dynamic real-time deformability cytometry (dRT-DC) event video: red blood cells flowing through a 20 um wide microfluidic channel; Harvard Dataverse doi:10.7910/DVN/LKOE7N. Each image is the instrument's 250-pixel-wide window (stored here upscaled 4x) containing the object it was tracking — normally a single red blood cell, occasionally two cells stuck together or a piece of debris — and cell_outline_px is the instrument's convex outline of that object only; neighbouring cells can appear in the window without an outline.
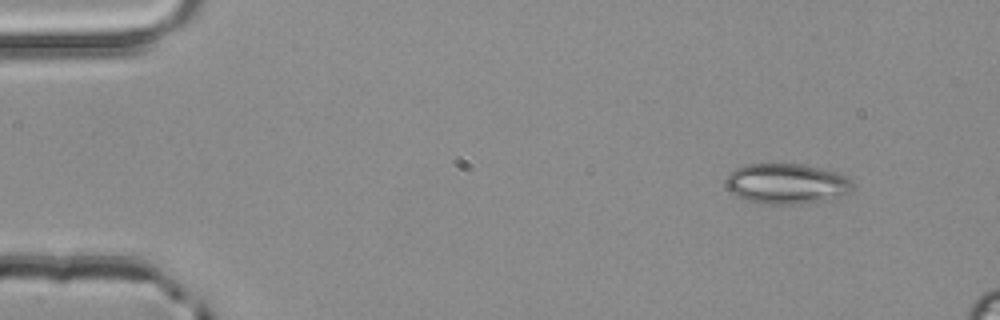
{"species": "common noctule bat (a hibernating species)", "species_latin": "Nyctalus noctula", "temperature_condition": "room temperature", "stored_images_in_passage": 3, "camera_frame_rate_fps": 3000, "um_per_image_px": 0.085, "animal": {"sex": "male", "body_mass_g": 20.4}, "frame": {"image": 1, "passage_image": 1, "time_ms": 0.0, "image_size_px": [1000, 320], "cell_outline_px": [[852, 188], [848, 192], [840, 196], [824, 200], [800, 204], [760, 204], [748, 200], [732, 192], [728, 188], [728, 176], [736, 168], [744, 164], [800, 164], [836, 172], [848, 176], [852, 184]], "centroid_in_image_um": [66.88, 15.61], "position_along_channel_um": 18.1, "area_um2": 29.36}}